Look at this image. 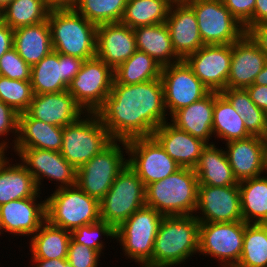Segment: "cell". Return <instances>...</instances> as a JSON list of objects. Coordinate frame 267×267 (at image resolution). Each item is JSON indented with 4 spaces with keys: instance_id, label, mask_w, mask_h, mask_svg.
Listing matches in <instances>:
<instances>
[{
    "instance_id": "cell-1",
    "label": "cell",
    "mask_w": 267,
    "mask_h": 267,
    "mask_svg": "<svg viewBox=\"0 0 267 267\" xmlns=\"http://www.w3.org/2000/svg\"><path fill=\"white\" fill-rule=\"evenodd\" d=\"M96 114L113 140L152 136L169 115L161 79L132 85L113 80L111 92Z\"/></svg>"
},
{
    "instance_id": "cell-2",
    "label": "cell",
    "mask_w": 267,
    "mask_h": 267,
    "mask_svg": "<svg viewBox=\"0 0 267 267\" xmlns=\"http://www.w3.org/2000/svg\"><path fill=\"white\" fill-rule=\"evenodd\" d=\"M199 237L200 222L194 214L164 216L153 246L152 267H171L186 262L199 252Z\"/></svg>"
},
{
    "instance_id": "cell-3",
    "label": "cell",
    "mask_w": 267,
    "mask_h": 267,
    "mask_svg": "<svg viewBox=\"0 0 267 267\" xmlns=\"http://www.w3.org/2000/svg\"><path fill=\"white\" fill-rule=\"evenodd\" d=\"M47 21L53 51L84 60L96 56L97 25L74 8L50 9Z\"/></svg>"
},
{
    "instance_id": "cell-4",
    "label": "cell",
    "mask_w": 267,
    "mask_h": 267,
    "mask_svg": "<svg viewBox=\"0 0 267 267\" xmlns=\"http://www.w3.org/2000/svg\"><path fill=\"white\" fill-rule=\"evenodd\" d=\"M146 206L163 216L195 214L198 178L194 169L180 168L166 178L148 184L145 189Z\"/></svg>"
},
{
    "instance_id": "cell-5",
    "label": "cell",
    "mask_w": 267,
    "mask_h": 267,
    "mask_svg": "<svg viewBox=\"0 0 267 267\" xmlns=\"http://www.w3.org/2000/svg\"><path fill=\"white\" fill-rule=\"evenodd\" d=\"M46 199V220L53 226L72 231L100 221V201L77 185L56 188Z\"/></svg>"
},
{
    "instance_id": "cell-6",
    "label": "cell",
    "mask_w": 267,
    "mask_h": 267,
    "mask_svg": "<svg viewBox=\"0 0 267 267\" xmlns=\"http://www.w3.org/2000/svg\"><path fill=\"white\" fill-rule=\"evenodd\" d=\"M85 114L63 127L60 153L76 170L113 141L96 112Z\"/></svg>"
},
{
    "instance_id": "cell-7",
    "label": "cell",
    "mask_w": 267,
    "mask_h": 267,
    "mask_svg": "<svg viewBox=\"0 0 267 267\" xmlns=\"http://www.w3.org/2000/svg\"><path fill=\"white\" fill-rule=\"evenodd\" d=\"M163 215L144 206L115 229V239L129 259L141 267H152L153 246Z\"/></svg>"
},
{
    "instance_id": "cell-8",
    "label": "cell",
    "mask_w": 267,
    "mask_h": 267,
    "mask_svg": "<svg viewBox=\"0 0 267 267\" xmlns=\"http://www.w3.org/2000/svg\"><path fill=\"white\" fill-rule=\"evenodd\" d=\"M145 185L127 164L100 200V220L118 228L136 210L146 205Z\"/></svg>"
},
{
    "instance_id": "cell-9",
    "label": "cell",
    "mask_w": 267,
    "mask_h": 267,
    "mask_svg": "<svg viewBox=\"0 0 267 267\" xmlns=\"http://www.w3.org/2000/svg\"><path fill=\"white\" fill-rule=\"evenodd\" d=\"M124 152L127 154V141L113 140L77 170L76 185L86 194L100 201L127 165Z\"/></svg>"
},
{
    "instance_id": "cell-10",
    "label": "cell",
    "mask_w": 267,
    "mask_h": 267,
    "mask_svg": "<svg viewBox=\"0 0 267 267\" xmlns=\"http://www.w3.org/2000/svg\"><path fill=\"white\" fill-rule=\"evenodd\" d=\"M246 222H200L199 252L218 259L219 266L235 267L243 249Z\"/></svg>"
},
{
    "instance_id": "cell-11",
    "label": "cell",
    "mask_w": 267,
    "mask_h": 267,
    "mask_svg": "<svg viewBox=\"0 0 267 267\" xmlns=\"http://www.w3.org/2000/svg\"><path fill=\"white\" fill-rule=\"evenodd\" d=\"M195 12L199 33L205 45L233 44L245 28L231 14L222 0H185Z\"/></svg>"
},
{
    "instance_id": "cell-12",
    "label": "cell",
    "mask_w": 267,
    "mask_h": 267,
    "mask_svg": "<svg viewBox=\"0 0 267 267\" xmlns=\"http://www.w3.org/2000/svg\"><path fill=\"white\" fill-rule=\"evenodd\" d=\"M114 71L97 56L84 60L68 92L85 112H96L111 92Z\"/></svg>"
},
{
    "instance_id": "cell-13",
    "label": "cell",
    "mask_w": 267,
    "mask_h": 267,
    "mask_svg": "<svg viewBox=\"0 0 267 267\" xmlns=\"http://www.w3.org/2000/svg\"><path fill=\"white\" fill-rule=\"evenodd\" d=\"M127 155L130 157L127 164L138 174L145 187L181 168L153 136L127 140Z\"/></svg>"
},
{
    "instance_id": "cell-14",
    "label": "cell",
    "mask_w": 267,
    "mask_h": 267,
    "mask_svg": "<svg viewBox=\"0 0 267 267\" xmlns=\"http://www.w3.org/2000/svg\"><path fill=\"white\" fill-rule=\"evenodd\" d=\"M160 79L165 107L170 116L175 111L201 100L210 92L184 59L162 67Z\"/></svg>"
},
{
    "instance_id": "cell-15",
    "label": "cell",
    "mask_w": 267,
    "mask_h": 267,
    "mask_svg": "<svg viewBox=\"0 0 267 267\" xmlns=\"http://www.w3.org/2000/svg\"><path fill=\"white\" fill-rule=\"evenodd\" d=\"M84 59L52 51L31 66L33 93L46 94L68 90L81 69Z\"/></svg>"
},
{
    "instance_id": "cell-16",
    "label": "cell",
    "mask_w": 267,
    "mask_h": 267,
    "mask_svg": "<svg viewBox=\"0 0 267 267\" xmlns=\"http://www.w3.org/2000/svg\"><path fill=\"white\" fill-rule=\"evenodd\" d=\"M231 58L232 44H211L204 45L184 60L210 92L221 93L227 88Z\"/></svg>"
},
{
    "instance_id": "cell-17",
    "label": "cell",
    "mask_w": 267,
    "mask_h": 267,
    "mask_svg": "<svg viewBox=\"0 0 267 267\" xmlns=\"http://www.w3.org/2000/svg\"><path fill=\"white\" fill-rule=\"evenodd\" d=\"M13 150L34 177L39 191L43 178L59 182L56 186L58 189L76 185L77 170L60 152L39 148H13Z\"/></svg>"
},
{
    "instance_id": "cell-18",
    "label": "cell",
    "mask_w": 267,
    "mask_h": 267,
    "mask_svg": "<svg viewBox=\"0 0 267 267\" xmlns=\"http://www.w3.org/2000/svg\"><path fill=\"white\" fill-rule=\"evenodd\" d=\"M198 210L200 212H197ZM195 213H200L199 215L194 214L199 222L243 221L239 184L231 186L198 185Z\"/></svg>"
},
{
    "instance_id": "cell-19",
    "label": "cell",
    "mask_w": 267,
    "mask_h": 267,
    "mask_svg": "<svg viewBox=\"0 0 267 267\" xmlns=\"http://www.w3.org/2000/svg\"><path fill=\"white\" fill-rule=\"evenodd\" d=\"M40 194L41 192L34 197L0 205L1 232H10L13 236H33L46 221V199L38 203L37 198H41Z\"/></svg>"
},
{
    "instance_id": "cell-20",
    "label": "cell",
    "mask_w": 267,
    "mask_h": 267,
    "mask_svg": "<svg viewBox=\"0 0 267 267\" xmlns=\"http://www.w3.org/2000/svg\"><path fill=\"white\" fill-rule=\"evenodd\" d=\"M267 63V57L246 32L232 44V58L227 88L246 89Z\"/></svg>"
},
{
    "instance_id": "cell-21",
    "label": "cell",
    "mask_w": 267,
    "mask_h": 267,
    "mask_svg": "<svg viewBox=\"0 0 267 267\" xmlns=\"http://www.w3.org/2000/svg\"><path fill=\"white\" fill-rule=\"evenodd\" d=\"M165 23L173 49L181 59L205 45L199 33L195 12L185 0L172 2Z\"/></svg>"
},
{
    "instance_id": "cell-22",
    "label": "cell",
    "mask_w": 267,
    "mask_h": 267,
    "mask_svg": "<svg viewBox=\"0 0 267 267\" xmlns=\"http://www.w3.org/2000/svg\"><path fill=\"white\" fill-rule=\"evenodd\" d=\"M96 56L113 71L137 50L134 30L121 23L97 26Z\"/></svg>"
},
{
    "instance_id": "cell-23",
    "label": "cell",
    "mask_w": 267,
    "mask_h": 267,
    "mask_svg": "<svg viewBox=\"0 0 267 267\" xmlns=\"http://www.w3.org/2000/svg\"><path fill=\"white\" fill-rule=\"evenodd\" d=\"M225 146L229 164L238 182L267 172L266 146L263 137L251 135L227 142Z\"/></svg>"
},
{
    "instance_id": "cell-24",
    "label": "cell",
    "mask_w": 267,
    "mask_h": 267,
    "mask_svg": "<svg viewBox=\"0 0 267 267\" xmlns=\"http://www.w3.org/2000/svg\"><path fill=\"white\" fill-rule=\"evenodd\" d=\"M26 112L36 120L59 127L74 123L86 113L68 90L35 94Z\"/></svg>"
},
{
    "instance_id": "cell-25",
    "label": "cell",
    "mask_w": 267,
    "mask_h": 267,
    "mask_svg": "<svg viewBox=\"0 0 267 267\" xmlns=\"http://www.w3.org/2000/svg\"><path fill=\"white\" fill-rule=\"evenodd\" d=\"M166 153L181 167L194 169L207 143L164 122L152 135Z\"/></svg>"
},
{
    "instance_id": "cell-26",
    "label": "cell",
    "mask_w": 267,
    "mask_h": 267,
    "mask_svg": "<svg viewBox=\"0 0 267 267\" xmlns=\"http://www.w3.org/2000/svg\"><path fill=\"white\" fill-rule=\"evenodd\" d=\"M214 116V92H209L201 100L185 106L171 115L170 123L207 144L212 138Z\"/></svg>"
},
{
    "instance_id": "cell-27",
    "label": "cell",
    "mask_w": 267,
    "mask_h": 267,
    "mask_svg": "<svg viewBox=\"0 0 267 267\" xmlns=\"http://www.w3.org/2000/svg\"><path fill=\"white\" fill-rule=\"evenodd\" d=\"M63 127L32 118L27 112L18 116V136L12 148H39L60 152Z\"/></svg>"
},
{
    "instance_id": "cell-28",
    "label": "cell",
    "mask_w": 267,
    "mask_h": 267,
    "mask_svg": "<svg viewBox=\"0 0 267 267\" xmlns=\"http://www.w3.org/2000/svg\"><path fill=\"white\" fill-rule=\"evenodd\" d=\"M9 161L5 153L0 157V205L39 193L34 177L25 166Z\"/></svg>"
},
{
    "instance_id": "cell-29",
    "label": "cell",
    "mask_w": 267,
    "mask_h": 267,
    "mask_svg": "<svg viewBox=\"0 0 267 267\" xmlns=\"http://www.w3.org/2000/svg\"><path fill=\"white\" fill-rule=\"evenodd\" d=\"M194 171L198 185L231 186L239 182L234 176L226 151L219 149L214 143L203 149Z\"/></svg>"
},
{
    "instance_id": "cell-30",
    "label": "cell",
    "mask_w": 267,
    "mask_h": 267,
    "mask_svg": "<svg viewBox=\"0 0 267 267\" xmlns=\"http://www.w3.org/2000/svg\"><path fill=\"white\" fill-rule=\"evenodd\" d=\"M13 48L30 66L50 54L53 46L48 21L15 29Z\"/></svg>"
},
{
    "instance_id": "cell-31",
    "label": "cell",
    "mask_w": 267,
    "mask_h": 267,
    "mask_svg": "<svg viewBox=\"0 0 267 267\" xmlns=\"http://www.w3.org/2000/svg\"><path fill=\"white\" fill-rule=\"evenodd\" d=\"M133 30L137 50L151 56L162 67L182 60L173 49L166 23L141 26Z\"/></svg>"
},
{
    "instance_id": "cell-32",
    "label": "cell",
    "mask_w": 267,
    "mask_h": 267,
    "mask_svg": "<svg viewBox=\"0 0 267 267\" xmlns=\"http://www.w3.org/2000/svg\"><path fill=\"white\" fill-rule=\"evenodd\" d=\"M30 239L32 259L67 258L71 232L51 225L47 220Z\"/></svg>"
},
{
    "instance_id": "cell-33",
    "label": "cell",
    "mask_w": 267,
    "mask_h": 267,
    "mask_svg": "<svg viewBox=\"0 0 267 267\" xmlns=\"http://www.w3.org/2000/svg\"><path fill=\"white\" fill-rule=\"evenodd\" d=\"M239 190L243 221L267 224V176L240 181Z\"/></svg>"
},
{
    "instance_id": "cell-34",
    "label": "cell",
    "mask_w": 267,
    "mask_h": 267,
    "mask_svg": "<svg viewBox=\"0 0 267 267\" xmlns=\"http://www.w3.org/2000/svg\"><path fill=\"white\" fill-rule=\"evenodd\" d=\"M213 135L217 138L230 142L251 136L246 130L244 118L241 117L229 103V101L218 92H214V116L212 125Z\"/></svg>"
},
{
    "instance_id": "cell-35",
    "label": "cell",
    "mask_w": 267,
    "mask_h": 267,
    "mask_svg": "<svg viewBox=\"0 0 267 267\" xmlns=\"http://www.w3.org/2000/svg\"><path fill=\"white\" fill-rule=\"evenodd\" d=\"M173 1L127 0L121 23L135 29L165 23Z\"/></svg>"
},
{
    "instance_id": "cell-36",
    "label": "cell",
    "mask_w": 267,
    "mask_h": 267,
    "mask_svg": "<svg viewBox=\"0 0 267 267\" xmlns=\"http://www.w3.org/2000/svg\"><path fill=\"white\" fill-rule=\"evenodd\" d=\"M162 66L145 52L136 50L125 62L114 70L118 84L132 85L158 79Z\"/></svg>"
},
{
    "instance_id": "cell-37",
    "label": "cell",
    "mask_w": 267,
    "mask_h": 267,
    "mask_svg": "<svg viewBox=\"0 0 267 267\" xmlns=\"http://www.w3.org/2000/svg\"><path fill=\"white\" fill-rule=\"evenodd\" d=\"M221 94L244 118L245 128L251 135L267 136V114L255 105L246 89L226 88Z\"/></svg>"
},
{
    "instance_id": "cell-38",
    "label": "cell",
    "mask_w": 267,
    "mask_h": 267,
    "mask_svg": "<svg viewBox=\"0 0 267 267\" xmlns=\"http://www.w3.org/2000/svg\"><path fill=\"white\" fill-rule=\"evenodd\" d=\"M49 11L45 0H13L0 10V19L15 30L46 21Z\"/></svg>"
},
{
    "instance_id": "cell-39",
    "label": "cell",
    "mask_w": 267,
    "mask_h": 267,
    "mask_svg": "<svg viewBox=\"0 0 267 267\" xmlns=\"http://www.w3.org/2000/svg\"><path fill=\"white\" fill-rule=\"evenodd\" d=\"M235 267H267V224L246 223L241 258Z\"/></svg>"
},
{
    "instance_id": "cell-40",
    "label": "cell",
    "mask_w": 267,
    "mask_h": 267,
    "mask_svg": "<svg viewBox=\"0 0 267 267\" xmlns=\"http://www.w3.org/2000/svg\"><path fill=\"white\" fill-rule=\"evenodd\" d=\"M127 0H78L74 9L95 25L120 22Z\"/></svg>"
},
{
    "instance_id": "cell-41",
    "label": "cell",
    "mask_w": 267,
    "mask_h": 267,
    "mask_svg": "<svg viewBox=\"0 0 267 267\" xmlns=\"http://www.w3.org/2000/svg\"><path fill=\"white\" fill-rule=\"evenodd\" d=\"M33 96L31 81L0 76V101L12 107L18 114L28 110Z\"/></svg>"
},
{
    "instance_id": "cell-42",
    "label": "cell",
    "mask_w": 267,
    "mask_h": 267,
    "mask_svg": "<svg viewBox=\"0 0 267 267\" xmlns=\"http://www.w3.org/2000/svg\"><path fill=\"white\" fill-rule=\"evenodd\" d=\"M102 236L112 239L115 238V229L105 221H98L93 224L77 227L71 231V238L79 244L86 245L100 254L103 253L104 243ZM100 238V239H99Z\"/></svg>"
},
{
    "instance_id": "cell-43",
    "label": "cell",
    "mask_w": 267,
    "mask_h": 267,
    "mask_svg": "<svg viewBox=\"0 0 267 267\" xmlns=\"http://www.w3.org/2000/svg\"><path fill=\"white\" fill-rule=\"evenodd\" d=\"M0 76L12 80H31V66L12 47L0 57Z\"/></svg>"
},
{
    "instance_id": "cell-44",
    "label": "cell",
    "mask_w": 267,
    "mask_h": 267,
    "mask_svg": "<svg viewBox=\"0 0 267 267\" xmlns=\"http://www.w3.org/2000/svg\"><path fill=\"white\" fill-rule=\"evenodd\" d=\"M100 256L101 254L98 251L76 243L71 238L66 258L70 267H98Z\"/></svg>"
},
{
    "instance_id": "cell-45",
    "label": "cell",
    "mask_w": 267,
    "mask_h": 267,
    "mask_svg": "<svg viewBox=\"0 0 267 267\" xmlns=\"http://www.w3.org/2000/svg\"><path fill=\"white\" fill-rule=\"evenodd\" d=\"M256 0H222L233 17L244 26L247 32L254 26V9Z\"/></svg>"
},
{
    "instance_id": "cell-46",
    "label": "cell",
    "mask_w": 267,
    "mask_h": 267,
    "mask_svg": "<svg viewBox=\"0 0 267 267\" xmlns=\"http://www.w3.org/2000/svg\"><path fill=\"white\" fill-rule=\"evenodd\" d=\"M18 116L19 114L9 105L0 101V139L1 136L7 137L10 133H13L15 140H12L16 144L18 136Z\"/></svg>"
},
{
    "instance_id": "cell-47",
    "label": "cell",
    "mask_w": 267,
    "mask_h": 267,
    "mask_svg": "<svg viewBox=\"0 0 267 267\" xmlns=\"http://www.w3.org/2000/svg\"><path fill=\"white\" fill-rule=\"evenodd\" d=\"M246 90L255 105L267 114V86L252 84Z\"/></svg>"
},
{
    "instance_id": "cell-48",
    "label": "cell",
    "mask_w": 267,
    "mask_h": 267,
    "mask_svg": "<svg viewBox=\"0 0 267 267\" xmlns=\"http://www.w3.org/2000/svg\"><path fill=\"white\" fill-rule=\"evenodd\" d=\"M247 33L257 43L260 50L263 51L267 57V23H261L252 26Z\"/></svg>"
},
{
    "instance_id": "cell-49",
    "label": "cell",
    "mask_w": 267,
    "mask_h": 267,
    "mask_svg": "<svg viewBox=\"0 0 267 267\" xmlns=\"http://www.w3.org/2000/svg\"><path fill=\"white\" fill-rule=\"evenodd\" d=\"M14 30L0 19V57L13 47Z\"/></svg>"
},
{
    "instance_id": "cell-50",
    "label": "cell",
    "mask_w": 267,
    "mask_h": 267,
    "mask_svg": "<svg viewBox=\"0 0 267 267\" xmlns=\"http://www.w3.org/2000/svg\"><path fill=\"white\" fill-rule=\"evenodd\" d=\"M267 23V0H256L254 9V25Z\"/></svg>"
},
{
    "instance_id": "cell-51",
    "label": "cell",
    "mask_w": 267,
    "mask_h": 267,
    "mask_svg": "<svg viewBox=\"0 0 267 267\" xmlns=\"http://www.w3.org/2000/svg\"><path fill=\"white\" fill-rule=\"evenodd\" d=\"M36 265L32 267H70L66 258L62 259H33Z\"/></svg>"
},
{
    "instance_id": "cell-52",
    "label": "cell",
    "mask_w": 267,
    "mask_h": 267,
    "mask_svg": "<svg viewBox=\"0 0 267 267\" xmlns=\"http://www.w3.org/2000/svg\"><path fill=\"white\" fill-rule=\"evenodd\" d=\"M78 0H45L50 9L74 8Z\"/></svg>"
},
{
    "instance_id": "cell-53",
    "label": "cell",
    "mask_w": 267,
    "mask_h": 267,
    "mask_svg": "<svg viewBox=\"0 0 267 267\" xmlns=\"http://www.w3.org/2000/svg\"><path fill=\"white\" fill-rule=\"evenodd\" d=\"M253 84L267 86V63L261 72L257 75Z\"/></svg>"
},
{
    "instance_id": "cell-54",
    "label": "cell",
    "mask_w": 267,
    "mask_h": 267,
    "mask_svg": "<svg viewBox=\"0 0 267 267\" xmlns=\"http://www.w3.org/2000/svg\"><path fill=\"white\" fill-rule=\"evenodd\" d=\"M8 147L9 146H8V142L7 141L2 140L0 142V157L5 153L4 151H6V153H7V150H8L7 148Z\"/></svg>"
},
{
    "instance_id": "cell-55",
    "label": "cell",
    "mask_w": 267,
    "mask_h": 267,
    "mask_svg": "<svg viewBox=\"0 0 267 267\" xmlns=\"http://www.w3.org/2000/svg\"><path fill=\"white\" fill-rule=\"evenodd\" d=\"M11 1H13V0H0V10L3 9Z\"/></svg>"
},
{
    "instance_id": "cell-56",
    "label": "cell",
    "mask_w": 267,
    "mask_h": 267,
    "mask_svg": "<svg viewBox=\"0 0 267 267\" xmlns=\"http://www.w3.org/2000/svg\"><path fill=\"white\" fill-rule=\"evenodd\" d=\"M264 139H265V146H266V166H267V136Z\"/></svg>"
},
{
    "instance_id": "cell-57",
    "label": "cell",
    "mask_w": 267,
    "mask_h": 267,
    "mask_svg": "<svg viewBox=\"0 0 267 267\" xmlns=\"http://www.w3.org/2000/svg\"><path fill=\"white\" fill-rule=\"evenodd\" d=\"M171 1L176 2V1H184V0H171Z\"/></svg>"
}]
</instances>
